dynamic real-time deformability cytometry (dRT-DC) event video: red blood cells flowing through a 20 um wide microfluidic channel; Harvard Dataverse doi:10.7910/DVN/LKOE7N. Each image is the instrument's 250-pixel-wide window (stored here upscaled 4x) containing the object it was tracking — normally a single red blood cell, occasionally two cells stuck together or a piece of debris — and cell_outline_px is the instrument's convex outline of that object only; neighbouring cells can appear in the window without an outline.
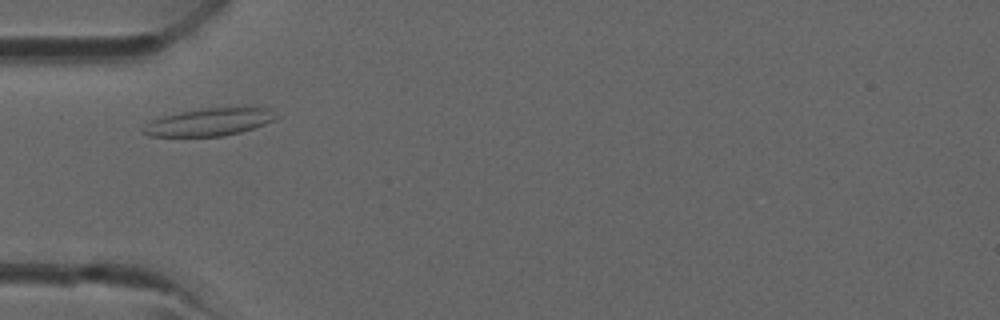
{"species": "common noctule bat (a hibernating species)", "species_latin": "Nyctalus noctula", "temperature_condition": "room temperature", "stored_images_in_passage": 36, "camera_frame_rate_fps": 3000, "um_per_image_px": 0.085, "animal": {"sex": "male", "forearm_length_mm": 52.5}, "frame": {"image": 1, "passage_image": 7, "time_ms": 2.0, "image_size_px": [1000, 320], "cell_outline_px": [[280, 116], [276, 120], [240, 132], [220, 136], [148, 136], [140, 132], [140, 128], [152, 120], [164, 116], [180, 112], [200, 108], [268, 108]], "centroid_in_image_um": [17.76, 10.38], "position_along_channel_um": 67.2, "area_um2": 21.21}}
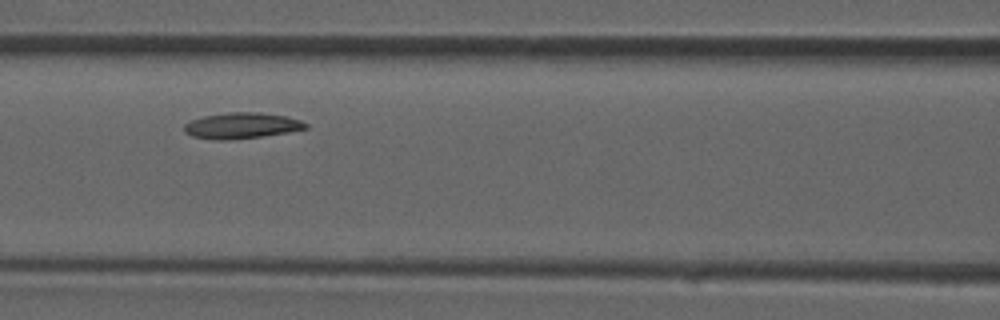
{"frame": {"image": 2, "passage_image": 12, "time_ms": 3.667, "image_size_px": [1000, 320], "cell_outline_px": [[308, 128], [288, 132], [260, 136], [228, 140], [216, 140], [192, 136], [184, 132], [184, 124], [192, 120], [204, 116], [228, 112], [256, 112], [284, 116], [300, 120], [308, 124]], "centroid_in_image_um": [20.52, 10.68], "position_along_channel_um": 146.1, "area_um2": 18.15}}
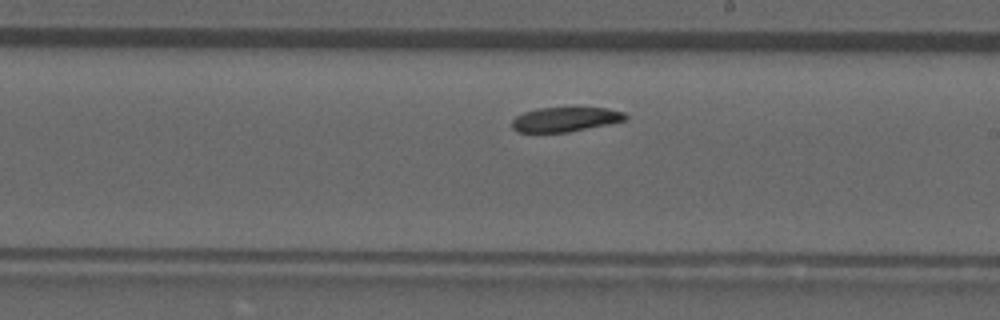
{"frame": {"image": 3, "passage_image": 18, "time_ms": 5.667, "image_size_px": [1000, 320], "cell_outline_px": [[628, 120], [568, 132], [516, 132], [512, 128], [512, 120], [516, 116], [524, 112], [536, 108], [608, 108], [624, 112], [628, 116]], "centroid_in_image_um": [48.05, 10.15], "position_along_channel_um": 240.9, "area_um2": 16.24}}